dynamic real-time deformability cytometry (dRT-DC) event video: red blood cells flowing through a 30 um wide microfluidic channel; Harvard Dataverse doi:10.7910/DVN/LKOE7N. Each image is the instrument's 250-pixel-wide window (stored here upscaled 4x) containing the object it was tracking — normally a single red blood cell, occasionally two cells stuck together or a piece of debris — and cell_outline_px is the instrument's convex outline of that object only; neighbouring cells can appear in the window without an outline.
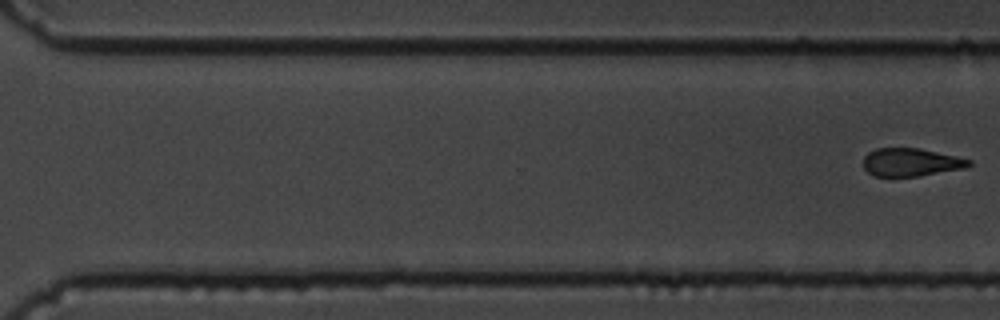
{"species": "common noctule bat (a hibernating species)", "species_latin": "Nyctalus noctula", "temperature_condition": "cold", "stored_images_in_passage": 9, "segment_of_instrument_passage": [2, 2], "camera_frame_rate_fps": 3000, "um_per_image_px": 0.085, "animal": {"sex": "male", "body_mass_g": 19.5, "forearm_length_mm": 54.6}, "frame": {"image": 1, "passage_image": 9, "time_ms": 2.667, "image_size_px": [1000, 320], "cell_outline_px": [[972, 164], [964, 168], [920, 176], [876, 176], [868, 172], [864, 168], [864, 156], [868, 152], [876, 148], [916, 148], [956, 156], [972, 160]], "centroid_in_image_um": [77.42, 13.79], "position_along_channel_um": 293.2, "area_um2": 17.11}}